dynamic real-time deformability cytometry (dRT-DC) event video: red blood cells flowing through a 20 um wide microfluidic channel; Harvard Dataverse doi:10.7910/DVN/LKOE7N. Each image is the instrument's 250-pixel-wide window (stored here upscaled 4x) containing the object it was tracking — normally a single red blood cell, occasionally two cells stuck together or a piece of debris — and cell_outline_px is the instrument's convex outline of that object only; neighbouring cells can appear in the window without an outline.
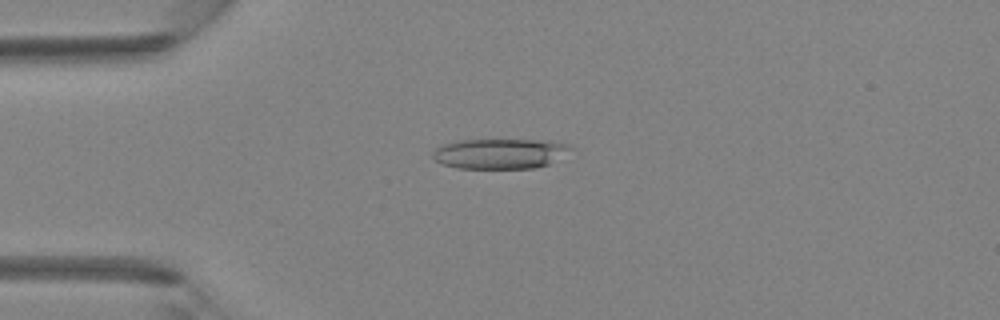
{"species": "Egyptian fruit bat (a non-hibernating species)", "species_latin": "Rousettus aegyptiacus", "temperature_condition": "room temperature", "stored_images_in_passage": 44, "camera_frame_rate_fps": 3000, "um_per_image_px": 0.085, "animal": {"sex": "female"}, "frame": {"image": 1, "passage_image": 11, "time_ms": 3.333, "image_size_px": [1000, 320], "cell_outline_px": [[576, 148], [548, 164], [532, 168], [456, 168], [432, 160], [432, 152], [436, 148], [444, 144], [460, 140], [532, 140], [568, 144]], "centroid_in_image_um": [42.46, 13.06], "position_along_channel_um": 42.5, "area_um2": 24.04}}
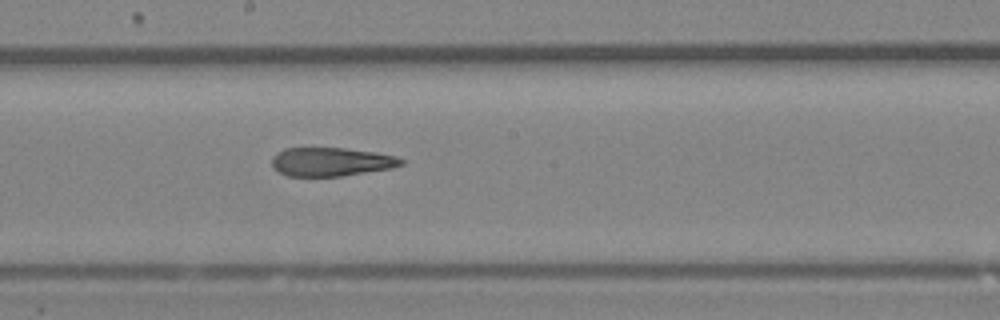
{"frame": {"image": 2, "passage_image": 24, "time_ms": 7.667, "image_size_px": [1000, 320], "cell_outline_px": [[404, 164], [392, 168], [340, 176], [288, 176], [272, 168], [272, 156], [276, 152], [284, 148], [344, 148], [376, 152], [396, 156], [404, 160]], "centroid_in_image_um": [28.13, 13.75], "position_along_channel_um": 220.1, "area_um2": 21.68}}
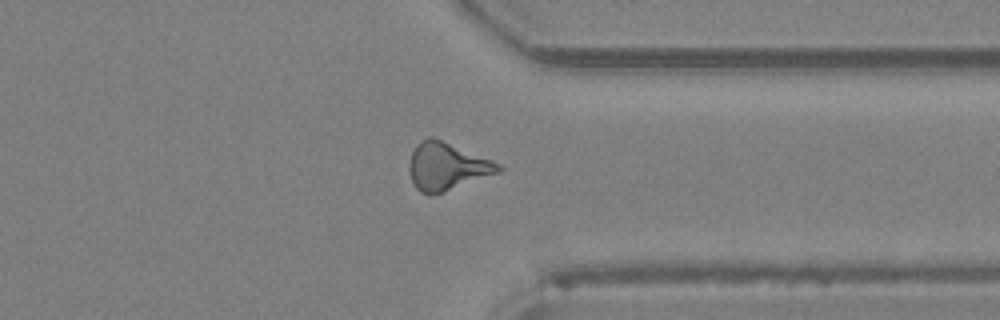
{"frame": {"image": 3, "passage_image": 34, "time_ms": 11.0, "image_size_px": [1000, 320], "cell_outline_px": [[504, 168], [500, 172], [444, 192], [428, 196], [420, 192], [412, 184], [408, 172], [408, 164], [412, 152], [416, 144], [420, 140], [428, 136], [432, 136], [492, 160], [500, 164]], "centroid_in_image_um": [37.94, 14.15], "position_along_channel_um": 373.5, "area_um2": 25.03}}